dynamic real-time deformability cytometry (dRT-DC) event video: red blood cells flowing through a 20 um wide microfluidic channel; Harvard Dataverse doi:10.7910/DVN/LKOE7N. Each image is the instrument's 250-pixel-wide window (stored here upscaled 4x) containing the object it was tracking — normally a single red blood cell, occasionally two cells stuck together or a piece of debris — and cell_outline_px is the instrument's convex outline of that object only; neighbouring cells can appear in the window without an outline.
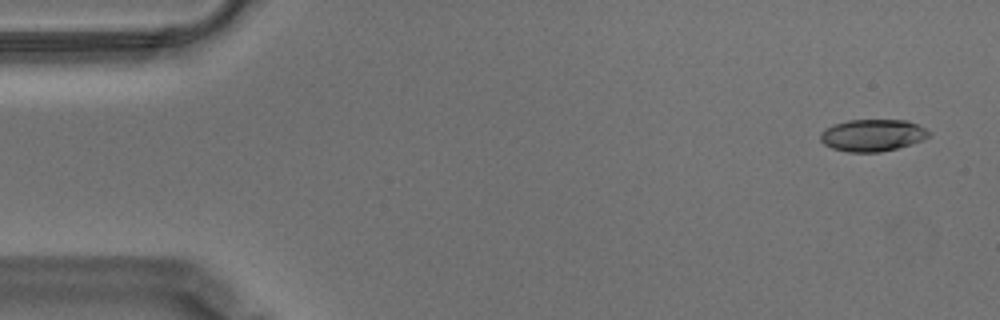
{"species": "Egyptian fruit bat (a non-hibernating species)", "species_latin": "Rousettus aegyptiacus", "temperature_condition": "warm", "stored_images_in_passage": 57, "camera_frame_rate_fps": 3000, "um_per_image_px": 0.085, "animal": {"sex": "male"}, "frame": {"image": 1, "passage_image": 3, "time_ms": 0.667, "image_size_px": [1000, 320], "cell_outline_px": [[932, 136], [912, 144], [880, 152], [848, 152], [832, 148], [824, 144], [820, 140], [820, 132], [824, 128], [832, 124], [848, 120], [908, 120], [932, 132]], "centroid_in_image_um": [74.16, 11.49], "position_along_channel_um": 10.8, "area_um2": 20.46}}
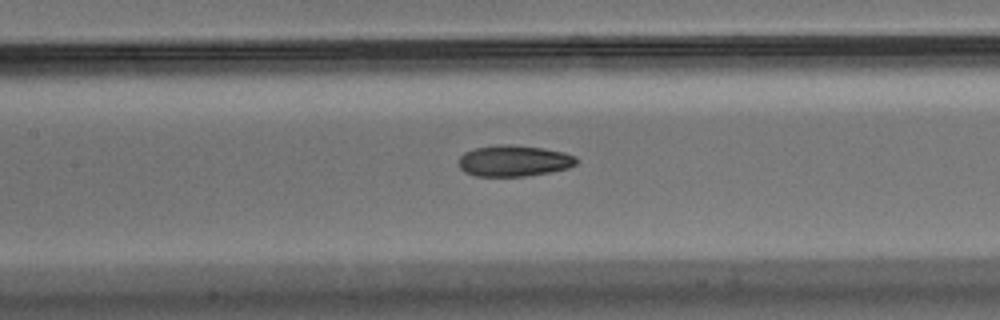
{"frame": {"image": 2, "passage_image": 26, "time_ms": 8.333, "image_size_px": [1000, 320], "cell_outline_px": [[576, 164], [568, 168], [548, 172], [524, 176], [476, 176], [464, 172], [456, 164], [456, 160], [464, 152], [476, 148], [500, 144], [508, 144], [544, 148], [564, 152], [576, 156]], "centroid_in_image_um": [43.63, 13.66], "position_along_channel_um": 163.8, "area_um2": 21.5}}
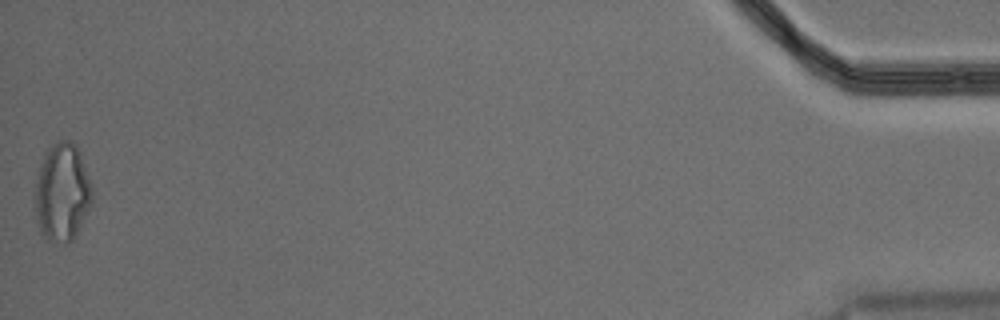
{"frame": {"image": 3, "passage_image": 57, "time_ms": 18.667, "image_size_px": [1000, 320], "cell_outline_px": [[92, 204], [72, 240], [68, 244], [64, 244], [48, 240], [40, 232], [36, 220], [36, 172], [44, 152], [52, 144], [60, 140], [72, 140], [76, 144], [80, 152], [92, 188]], "centroid_in_image_um": [5.27, 16.33], "position_along_channel_um": 429.9, "area_um2": 32.89}, "authors_computed_cell_mechanics": {"area_um2": 21.4438, "velocity_mm_per_s": 3.5193, "shape_relaxation_time_tau1_ms": null, "shape_relaxation_time_tau2_ms": 3.5039, "deformation_change_tau1": null, "deformation_change_tau2": 0.0975}}